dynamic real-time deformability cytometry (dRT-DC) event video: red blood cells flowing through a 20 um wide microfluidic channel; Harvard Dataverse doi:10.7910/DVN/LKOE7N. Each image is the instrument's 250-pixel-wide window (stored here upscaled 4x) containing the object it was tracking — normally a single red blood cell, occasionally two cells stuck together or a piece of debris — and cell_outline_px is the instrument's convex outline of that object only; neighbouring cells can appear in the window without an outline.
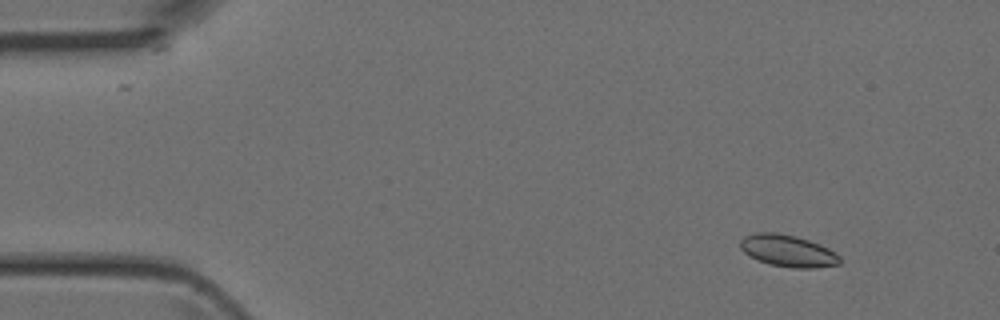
{"species": "Egyptian fruit bat (a non-hibernating species)", "species_latin": "Rousettus aegyptiacus", "temperature_condition": "room temperature", "stored_images_in_passage": 3, "camera_frame_rate_fps": 3000, "um_per_image_px": 0.085, "animal": {"sex": "female"}, "frame": {"image": 1, "passage_image": 1, "time_ms": 0.0, "image_size_px": [1000, 320], "cell_outline_px": [[840, 264], [816, 268], [792, 268], [768, 264], [756, 260], [748, 256], [740, 248], [740, 240], [744, 236], [756, 232], [776, 232], [796, 236], [808, 240], [828, 248], [840, 256]], "centroid_in_image_um": [66.93, 21.32], "position_along_channel_um": 18.1, "area_um2": 18.67}}